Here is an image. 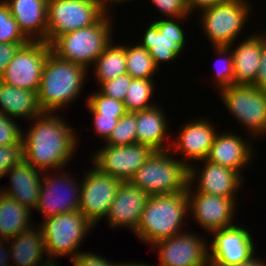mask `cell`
Segmentation results:
<instances>
[{
    "mask_svg": "<svg viewBox=\"0 0 266 266\" xmlns=\"http://www.w3.org/2000/svg\"><path fill=\"white\" fill-rule=\"evenodd\" d=\"M228 0H186L189 12L192 14L193 11L197 9H205L211 7L217 3H222ZM197 8V9H196Z\"/></svg>",
    "mask_w": 266,
    "mask_h": 266,
    "instance_id": "ee69618b",
    "label": "cell"
},
{
    "mask_svg": "<svg viewBox=\"0 0 266 266\" xmlns=\"http://www.w3.org/2000/svg\"><path fill=\"white\" fill-rule=\"evenodd\" d=\"M212 244L208 245L209 266H231L249 261L255 256L251 233L236 223L211 232Z\"/></svg>",
    "mask_w": 266,
    "mask_h": 266,
    "instance_id": "5bb4252c",
    "label": "cell"
},
{
    "mask_svg": "<svg viewBox=\"0 0 266 266\" xmlns=\"http://www.w3.org/2000/svg\"><path fill=\"white\" fill-rule=\"evenodd\" d=\"M171 154L170 150L154 151L129 181L149 196L183 192L188 184L189 162Z\"/></svg>",
    "mask_w": 266,
    "mask_h": 266,
    "instance_id": "5b68a950",
    "label": "cell"
},
{
    "mask_svg": "<svg viewBox=\"0 0 266 266\" xmlns=\"http://www.w3.org/2000/svg\"><path fill=\"white\" fill-rule=\"evenodd\" d=\"M187 122L180 129L176 138L178 140H175L177 142L173 141L169 150L172 153L174 152L173 154L179 151L185 158L188 157L186 159L191 161L189 162V167H191L193 160L194 162H202L206 159L217 130H215L211 121L209 122L208 119L203 117Z\"/></svg>",
    "mask_w": 266,
    "mask_h": 266,
    "instance_id": "ffe728a7",
    "label": "cell"
},
{
    "mask_svg": "<svg viewBox=\"0 0 266 266\" xmlns=\"http://www.w3.org/2000/svg\"><path fill=\"white\" fill-rule=\"evenodd\" d=\"M71 264L73 266H115L113 262H110L109 260H106V258H103V256H98L94 253H89L88 251L81 250V253H79L74 259L71 260Z\"/></svg>",
    "mask_w": 266,
    "mask_h": 266,
    "instance_id": "60d3db41",
    "label": "cell"
},
{
    "mask_svg": "<svg viewBox=\"0 0 266 266\" xmlns=\"http://www.w3.org/2000/svg\"><path fill=\"white\" fill-rule=\"evenodd\" d=\"M259 63L260 66L253 85L257 89L266 90V41L264 42L262 47V54Z\"/></svg>",
    "mask_w": 266,
    "mask_h": 266,
    "instance_id": "7bdbcfd3",
    "label": "cell"
},
{
    "mask_svg": "<svg viewBox=\"0 0 266 266\" xmlns=\"http://www.w3.org/2000/svg\"><path fill=\"white\" fill-rule=\"evenodd\" d=\"M50 52L51 47L45 41H29L18 49L0 81L38 93L43 67Z\"/></svg>",
    "mask_w": 266,
    "mask_h": 266,
    "instance_id": "30bf717a",
    "label": "cell"
},
{
    "mask_svg": "<svg viewBox=\"0 0 266 266\" xmlns=\"http://www.w3.org/2000/svg\"><path fill=\"white\" fill-rule=\"evenodd\" d=\"M247 1L228 0L200 10L202 29L213 47L230 46L238 39L252 11Z\"/></svg>",
    "mask_w": 266,
    "mask_h": 266,
    "instance_id": "ba28073f",
    "label": "cell"
},
{
    "mask_svg": "<svg viewBox=\"0 0 266 266\" xmlns=\"http://www.w3.org/2000/svg\"><path fill=\"white\" fill-rule=\"evenodd\" d=\"M136 134L137 112H126L118 120L105 143L112 146L136 144Z\"/></svg>",
    "mask_w": 266,
    "mask_h": 266,
    "instance_id": "d6a6232c",
    "label": "cell"
},
{
    "mask_svg": "<svg viewBox=\"0 0 266 266\" xmlns=\"http://www.w3.org/2000/svg\"><path fill=\"white\" fill-rule=\"evenodd\" d=\"M166 18L188 17L190 12L186 0H151Z\"/></svg>",
    "mask_w": 266,
    "mask_h": 266,
    "instance_id": "74e56055",
    "label": "cell"
},
{
    "mask_svg": "<svg viewBox=\"0 0 266 266\" xmlns=\"http://www.w3.org/2000/svg\"><path fill=\"white\" fill-rule=\"evenodd\" d=\"M88 70L50 52L42 71L38 104L43 112H58L79 98Z\"/></svg>",
    "mask_w": 266,
    "mask_h": 266,
    "instance_id": "7a4b0ae2",
    "label": "cell"
},
{
    "mask_svg": "<svg viewBox=\"0 0 266 266\" xmlns=\"http://www.w3.org/2000/svg\"><path fill=\"white\" fill-rule=\"evenodd\" d=\"M32 210L0 192V239L10 240L33 227Z\"/></svg>",
    "mask_w": 266,
    "mask_h": 266,
    "instance_id": "83f0119b",
    "label": "cell"
},
{
    "mask_svg": "<svg viewBox=\"0 0 266 266\" xmlns=\"http://www.w3.org/2000/svg\"><path fill=\"white\" fill-rule=\"evenodd\" d=\"M8 174L10 187L0 192L17 200L22 206L34 210L38 204L44 172L35 169L22 158L6 172L5 176Z\"/></svg>",
    "mask_w": 266,
    "mask_h": 266,
    "instance_id": "44dd1931",
    "label": "cell"
},
{
    "mask_svg": "<svg viewBox=\"0 0 266 266\" xmlns=\"http://www.w3.org/2000/svg\"><path fill=\"white\" fill-rule=\"evenodd\" d=\"M29 41L12 17L9 6L3 0L0 3V42L27 44Z\"/></svg>",
    "mask_w": 266,
    "mask_h": 266,
    "instance_id": "e575fe53",
    "label": "cell"
},
{
    "mask_svg": "<svg viewBox=\"0 0 266 266\" xmlns=\"http://www.w3.org/2000/svg\"><path fill=\"white\" fill-rule=\"evenodd\" d=\"M220 98L234 118L256 138L266 135V90L254 85H231Z\"/></svg>",
    "mask_w": 266,
    "mask_h": 266,
    "instance_id": "9c48e42d",
    "label": "cell"
},
{
    "mask_svg": "<svg viewBox=\"0 0 266 266\" xmlns=\"http://www.w3.org/2000/svg\"><path fill=\"white\" fill-rule=\"evenodd\" d=\"M106 12L101 0H48L46 43L95 24Z\"/></svg>",
    "mask_w": 266,
    "mask_h": 266,
    "instance_id": "52a82bcc",
    "label": "cell"
},
{
    "mask_svg": "<svg viewBox=\"0 0 266 266\" xmlns=\"http://www.w3.org/2000/svg\"><path fill=\"white\" fill-rule=\"evenodd\" d=\"M115 266H147V264H142L141 262H139V263H134V262H126V263H121L120 262V264L118 263V264H116Z\"/></svg>",
    "mask_w": 266,
    "mask_h": 266,
    "instance_id": "c3c4849f",
    "label": "cell"
},
{
    "mask_svg": "<svg viewBox=\"0 0 266 266\" xmlns=\"http://www.w3.org/2000/svg\"><path fill=\"white\" fill-rule=\"evenodd\" d=\"M97 83L126 74V44L114 45L111 41L94 63Z\"/></svg>",
    "mask_w": 266,
    "mask_h": 266,
    "instance_id": "f1b7e54d",
    "label": "cell"
},
{
    "mask_svg": "<svg viewBox=\"0 0 266 266\" xmlns=\"http://www.w3.org/2000/svg\"><path fill=\"white\" fill-rule=\"evenodd\" d=\"M57 171L54 170L55 175H51V177L47 172L43 174L38 204L35 209L44 214V219L79 210L81 184L78 185L74 176L71 173L69 175L68 171H63L61 174L56 173Z\"/></svg>",
    "mask_w": 266,
    "mask_h": 266,
    "instance_id": "7c38bea8",
    "label": "cell"
},
{
    "mask_svg": "<svg viewBox=\"0 0 266 266\" xmlns=\"http://www.w3.org/2000/svg\"><path fill=\"white\" fill-rule=\"evenodd\" d=\"M214 50L218 56L217 61L219 62V65L216 63L218 67H215V81L213 83H215L217 89L221 91L234 84L233 53L229 46H214ZM219 60L222 61V63Z\"/></svg>",
    "mask_w": 266,
    "mask_h": 266,
    "instance_id": "836d02e7",
    "label": "cell"
},
{
    "mask_svg": "<svg viewBox=\"0 0 266 266\" xmlns=\"http://www.w3.org/2000/svg\"><path fill=\"white\" fill-rule=\"evenodd\" d=\"M231 266H266V262H264V260L262 259L260 260L259 258H257V256H254L252 259H250L247 262L239 263V264H235Z\"/></svg>",
    "mask_w": 266,
    "mask_h": 266,
    "instance_id": "bcb514c9",
    "label": "cell"
},
{
    "mask_svg": "<svg viewBox=\"0 0 266 266\" xmlns=\"http://www.w3.org/2000/svg\"><path fill=\"white\" fill-rule=\"evenodd\" d=\"M34 228L30 227L8 240L10 243L8 244L10 245V255L12 260H14L10 265L44 266L50 262V259L44 260L43 258L47 254H45L46 247L41 228Z\"/></svg>",
    "mask_w": 266,
    "mask_h": 266,
    "instance_id": "d4e9b609",
    "label": "cell"
},
{
    "mask_svg": "<svg viewBox=\"0 0 266 266\" xmlns=\"http://www.w3.org/2000/svg\"><path fill=\"white\" fill-rule=\"evenodd\" d=\"M87 98L86 106L92 115L107 118H121L127 111L124 102L105 96L99 91L93 92Z\"/></svg>",
    "mask_w": 266,
    "mask_h": 266,
    "instance_id": "1f68e13d",
    "label": "cell"
},
{
    "mask_svg": "<svg viewBox=\"0 0 266 266\" xmlns=\"http://www.w3.org/2000/svg\"><path fill=\"white\" fill-rule=\"evenodd\" d=\"M102 2H103V4H104V6L106 7V9L107 10H109L110 11V8L111 7H109V5L111 6V4L113 3L114 5L116 4V6H117V4L118 3H128L130 0H101ZM127 1V2H126ZM132 1V0H131ZM116 2V3H115ZM109 8V9H108Z\"/></svg>",
    "mask_w": 266,
    "mask_h": 266,
    "instance_id": "7dc6e473",
    "label": "cell"
},
{
    "mask_svg": "<svg viewBox=\"0 0 266 266\" xmlns=\"http://www.w3.org/2000/svg\"><path fill=\"white\" fill-rule=\"evenodd\" d=\"M265 41L266 35L258 33L246 36V39L244 41L241 40V43L239 42L238 45L232 44L229 46L233 53L235 85L254 84ZM234 45L235 48H233Z\"/></svg>",
    "mask_w": 266,
    "mask_h": 266,
    "instance_id": "cb8c5ba5",
    "label": "cell"
},
{
    "mask_svg": "<svg viewBox=\"0 0 266 266\" xmlns=\"http://www.w3.org/2000/svg\"><path fill=\"white\" fill-rule=\"evenodd\" d=\"M189 213L186 189L174 194L149 196L134 234L149 246L181 233Z\"/></svg>",
    "mask_w": 266,
    "mask_h": 266,
    "instance_id": "3957f363",
    "label": "cell"
},
{
    "mask_svg": "<svg viewBox=\"0 0 266 266\" xmlns=\"http://www.w3.org/2000/svg\"><path fill=\"white\" fill-rule=\"evenodd\" d=\"M189 200V212L202 229L212 231L234 225L236 198H225L211 194L186 191Z\"/></svg>",
    "mask_w": 266,
    "mask_h": 266,
    "instance_id": "e0dca14e",
    "label": "cell"
},
{
    "mask_svg": "<svg viewBox=\"0 0 266 266\" xmlns=\"http://www.w3.org/2000/svg\"><path fill=\"white\" fill-rule=\"evenodd\" d=\"M43 111L38 104L37 92L17 88L0 81V113L9 118L33 120Z\"/></svg>",
    "mask_w": 266,
    "mask_h": 266,
    "instance_id": "4316f807",
    "label": "cell"
},
{
    "mask_svg": "<svg viewBox=\"0 0 266 266\" xmlns=\"http://www.w3.org/2000/svg\"><path fill=\"white\" fill-rule=\"evenodd\" d=\"M149 195L133 185L122 181L107 213L110 228L128 227L135 232Z\"/></svg>",
    "mask_w": 266,
    "mask_h": 266,
    "instance_id": "d6986e66",
    "label": "cell"
},
{
    "mask_svg": "<svg viewBox=\"0 0 266 266\" xmlns=\"http://www.w3.org/2000/svg\"><path fill=\"white\" fill-rule=\"evenodd\" d=\"M192 232L176 234L150 246L158 252L157 266H209L206 239ZM156 248V249H155Z\"/></svg>",
    "mask_w": 266,
    "mask_h": 266,
    "instance_id": "2e32d148",
    "label": "cell"
},
{
    "mask_svg": "<svg viewBox=\"0 0 266 266\" xmlns=\"http://www.w3.org/2000/svg\"><path fill=\"white\" fill-rule=\"evenodd\" d=\"M167 120L160 105L137 112L136 143L147 145L154 151L169 150L171 144L164 142L168 135Z\"/></svg>",
    "mask_w": 266,
    "mask_h": 266,
    "instance_id": "484cf974",
    "label": "cell"
},
{
    "mask_svg": "<svg viewBox=\"0 0 266 266\" xmlns=\"http://www.w3.org/2000/svg\"><path fill=\"white\" fill-rule=\"evenodd\" d=\"M22 133L15 119L0 113V146L22 144Z\"/></svg>",
    "mask_w": 266,
    "mask_h": 266,
    "instance_id": "8d00e7d4",
    "label": "cell"
},
{
    "mask_svg": "<svg viewBox=\"0 0 266 266\" xmlns=\"http://www.w3.org/2000/svg\"><path fill=\"white\" fill-rule=\"evenodd\" d=\"M126 69L132 78L153 79V75L159 70L153 62L147 49L139 44L126 45Z\"/></svg>",
    "mask_w": 266,
    "mask_h": 266,
    "instance_id": "4dcf8cb0",
    "label": "cell"
},
{
    "mask_svg": "<svg viewBox=\"0 0 266 266\" xmlns=\"http://www.w3.org/2000/svg\"><path fill=\"white\" fill-rule=\"evenodd\" d=\"M187 17L163 18L151 22L142 36L141 47L147 49L154 65L160 62H173L183 51L186 41L185 32L180 21ZM179 20V21H178Z\"/></svg>",
    "mask_w": 266,
    "mask_h": 266,
    "instance_id": "4fadbf2b",
    "label": "cell"
},
{
    "mask_svg": "<svg viewBox=\"0 0 266 266\" xmlns=\"http://www.w3.org/2000/svg\"><path fill=\"white\" fill-rule=\"evenodd\" d=\"M133 78L128 74H123L115 79L107 80L100 83V93L116 100L124 102L125 94Z\"/></svg>",
    "mask_w": 266,
    "mask_h": 266,
    "instance_id": "d590c367",
    "label": "cell"
},
{
    "mask_svg": "<svg viewBox=\"0 0 266 266\" xmlns=\"http://www.w3.org/2000/svg\"><path fill=\"white\" fill-rule=\"evenodd\" d=\"M247 142L245 138L235 133L217 132L206 160L234 169L241 174L244 167L253 161L251 160L254 155L251 142Z\"/></svg>",
    "mask_w": 266,
    "mask_h": 266,
    "instance_id": "7402d4cb",
    "label": "cell"
},
{
    "mask_svg": "<svg viewBox=\"0 0 266 266\" xmlns=\"http://www.w3.org/2000/svg\"><path fill=\"white\" fill-rule=\"evenodd\" d=\"M97 152V153H96ZM92 157V164L100 172L121 181H129L151 156L154 150L144 144L104 145Z\"/></svg>",
    "mask_w": 266,
    "mask_h": 266,
    "instance_id": "9a60e30c",
    "label": "cell"
},
{
    "mask_svg": "<svg viewBox=\"0 0 266 266\" xmlns=\"http://www.w3.org/2000/svg\"><path fill=\"white\" fill-rule=\"evenodd\" d=\"M153 81V79L133 78L124 99V106L127 112L135 113L158 105L154 101L150 103V98H153L152 95L155 91V82Z\"/></svg>",
    "mask_w": 266,
    "mask_h": 266,
    "instance_id": "f546056e",
    "label": "cell"
},
{
    "mask_svg": "<svg viewBox=\"0 0 266 266\" xmlns=\"http://www.w3.org/2000/svg\"><path fill=\"white\" fill-rule=\"evenodd\" d=\"M23 158L22 144L0 146V179Z\"/></svg>",
    "mask_w": 266,
    "mask_h": 266,
    "instance_id": "f35d334b",
    "label": "cell"
},
{
    "mask_svg": "<svg viewBox=\"0 0 266 266\" xmlns=\"http://www.w3.org/2000/svg\"><path fill=\"white\" fill-rule=\"evenodd\" d=\"M41 223L39 227L50 261L65 255H70L71 260L74 259L81 253L79 245L94 227L79 210L43 219Z\"/></svg>",
    "mask_w": 266,
    "mask_h": 266,
    "instance_id": "8992f818",
    "label": "cell"
},
{
    "mask_svg": "<svg viewBox=\"0 0 266 266\" xmlns=\"http://www.w3.org/2000/svg\"><path fill=\"white\" fill-rule=\"evenodd\" d=\"M111 13H105L95 24L58 36L51 52L59 59L89 69L112 41Z\"/></svg>",
    "mask_w": 266,
    "mask_h": 266,
    "instance_id": "277c9868",
    "label": "cell"
},
{
    "mask_svg": "<svg viewBox=\"0 0 266 266\" xmlns=\"http://www.w3.org/2000/svg\"><path fill=\"white\" fill-rule=\"evenodd\" d=\"M7 244H9L8 240L0 239V266H12L9 265L10 262L8 261L10 257V246L7 247V250V248L5 247L8 246Z\"/></svg>",
    "mask_w": 266,
    "mask_h": 266,
    "instance_id": "f6af8a7d",
    "label": "cell"
},
{
    "mask_svg": "<svg viewBox=\"0 0 266 266\" xmlns=\"http://www.w3.org/2000/svg\"><path fill=\"white\" fill-rule=\"evenodd\" d=\"M57 114L42 112L33 118L27 134L22 133L23 158L42 172L63 171L79 144L75 129Z\"/></svg>",
    "mask_w": 266,
    "mask_h": 266,
    "instance_id": "6da1fadb",
    "label": "cell"
},
{
    "mask_svg": "<svg viewBox=\"0 0 266 266\" xmlns=\"http://www.w3.org/2000/svg\"><path fill=\"white\" fill-rule=\"evenodd\" d=\"M25 44L0 42V77L5 72L18 49Z\"/></svg>",
    "mask_w": 266,
    "mask_h": 266,
    "instance_id": "b9f144b4",
    "label": "cell"
},
{
    "mask_svg": "<svg viewBox=\"0 0 266 266\" xmlns=\"http://www.w3.org/2000/svg\"><path fill=\"white\" fill-rule=\"evenodd\" d=\"M20 30L30 41H45L48 0H4Z\"/></svg>",
    "mask_w": 266,
    "mask_h": 266,
    "instance_id": "603a6c76",
    "label": "cell"
},
{
    "mask_svg": "<svg viewBox=\"0 0 266 266\" xmlns=\"http://www.w3.org/2000/svg\"><path fill=\"white\" fill-rule=\"evenodd\" d=\"M57 264V261L56 260H54V261H50V262H48L46 265H44V266H59V265H56Z\"/></svg>",
    "mask_w": 266,
    "mask_h": 266,
    "instance_id": "681fc988",
    "label": "cell"
},
{
    "mask_svg": "<svg viewBox=\"0 0 266 266\" xmlns=\"http://www.w3.org/2000/svg\"><path fill=\"white\" fill-rule=\"evenodd\" d=\"M204 162L206 165L203 166L202 171L198 170L199 168H196L194 164L188 168L186 191L201 192L225 198H237L236 192L239 188L241 189V183L244 181L243 175L241 176L234 169L222 167L206 159L203 160ZM195 182H199L195 186L198 187L196 191L192 190L194 187L192 184H195Z\"/></svg>",
    "mask_w": 266,
    "mask_h": 266,
    "instance_id": "ac0fdd59",
    "label": "cell"
},
{
    "mask_svg": "<svg viewBox=\"0 0 266 266\" xmlns=\"http://www.w3.org/2000/svg\"><path fill=\"white\" fill-rule=\"evenodd\" d=\"M83 175L79 211L95 226L107 216L121 180L100 172L95 166Z\"/></svg>",
    "mask_w": 266,
    "mask_h": 266,
    "instance_id": "8fae6325",
    "label": "cell"
},
{
    "mask_svg": "<svg viewBox=\"0 0 266 266\" xmlns=\"http://www.w3.org/2000/svg\"><path fill=\"white\" fill-rule=\"evenodd\" d=\"M120 118H107V117H101V115H93L92 119V125H93V131L94 133L99 135L100 138L104 139L103 142H105L108 137L110 136L112 130L117 125V122Z\"/></svg>",
    "mask_w": 266,
    "mask_h": 266,
    "instance_id": "ab89813d",
    "label": "cell"
}]
</instances>
